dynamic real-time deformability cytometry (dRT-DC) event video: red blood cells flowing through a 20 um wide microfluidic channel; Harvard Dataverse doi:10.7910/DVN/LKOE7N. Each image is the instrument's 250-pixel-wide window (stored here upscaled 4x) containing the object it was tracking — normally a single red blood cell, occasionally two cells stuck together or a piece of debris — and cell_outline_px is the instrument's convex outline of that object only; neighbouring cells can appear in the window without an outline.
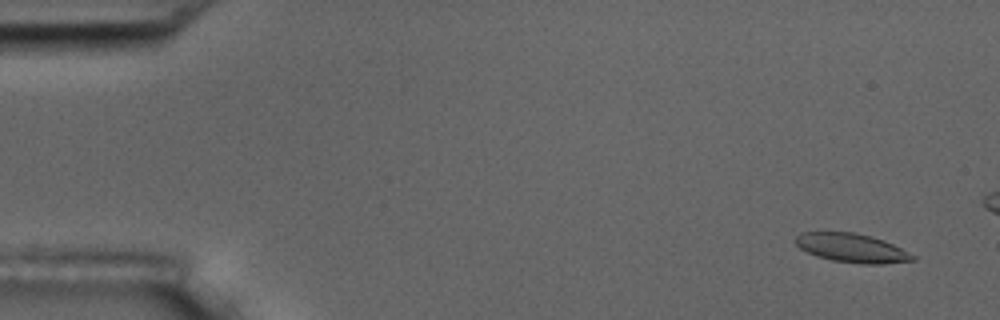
{"species": "common noctule bat (a hibernating species)", "species_latin": "Nyctalus noctula", "temperature_condition": "room temperature", "stored_images_in_passage": 2, "camera_frame_rate_fps": 3000, "um_per_image_px": 0.085, "animal": {"sex": "male", "body_mass_g": 17.5, "forearm_length_mm": 52.3}, "frame": {"image": 1, "passage_image": 1, "time_ms": 0.0, "image_size_px": [1000, 320], "cell_outline_px": [[916, 260], [880, 264], [864, 264], [832, 260], [816, 256], [800, 248], [792, 240], [800, 232], [852, 232], [872, 236], [884, 240], [916, 256]], "centroid_in_image_um": [72.38, 21.07], "position_along_channel_um": 12.6, "area_um2": 19.71}}